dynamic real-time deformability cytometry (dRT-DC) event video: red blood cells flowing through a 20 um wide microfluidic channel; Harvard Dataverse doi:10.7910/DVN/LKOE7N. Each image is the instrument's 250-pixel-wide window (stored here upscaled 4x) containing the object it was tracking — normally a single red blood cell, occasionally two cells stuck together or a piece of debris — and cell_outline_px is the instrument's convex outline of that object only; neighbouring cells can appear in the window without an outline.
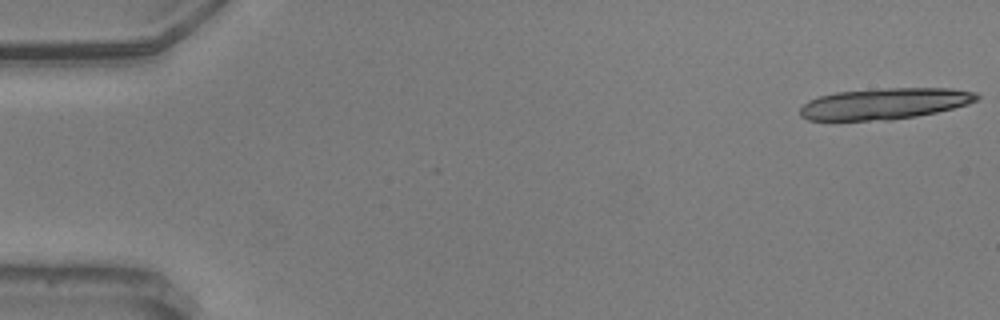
{"species": "common noctule bat (a hibernating species)", "species_latin": "Nyctalus noctula", "temperature_condition": "warm", "stored_images_in_passage": 19, "camera_frame_rate_fps": 3000, "um_per_image_px": 0.085, "animal": {"sex": "male", "body_mass_g": 20.5, "forearm_length_mm": 52.5}, "frame": {"image": 1, "passage_image": 1, "time_ms": 0.0, "image_size_px": [1000, 320], "cell_outline_px": [[980, 96], [976, 100], [968, 104], [936, 112], [916, 116], [892, 120], [808, 120], [800, 116], [800, 108], [808, 100], [820, 96], [836, 92], [884, 88], [952, 88], [976, 92]], "centroid_in_image_um": [75.19, 8.81], "position_along_channel_um": 9.8, "area_um2": 32.14}}